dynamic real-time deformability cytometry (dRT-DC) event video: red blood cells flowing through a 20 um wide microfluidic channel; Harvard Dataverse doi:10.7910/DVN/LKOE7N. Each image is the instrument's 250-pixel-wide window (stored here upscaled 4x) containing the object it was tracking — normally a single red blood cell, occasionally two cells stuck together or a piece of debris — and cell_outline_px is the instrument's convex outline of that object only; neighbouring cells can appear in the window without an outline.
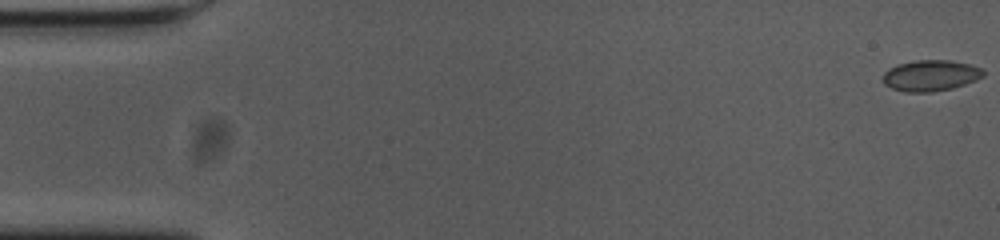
{"species": "common noctule bat (a hibernating species)", "species_latin": "Nyctalus noctula", "temperature_condition": "cold", "stored_images_in_passage": 50, "camera_frame_rate_fps": 3000, "um_per_image_px": 0.085, "animal": {"sex": "female", "body_mass_g": 23.0, "forearm_length_mm": 53.4}, "frame": {"image": 1, "passage_image": 1, "time_ms": 0.0, "image_size_px": [1000, 240], "cell_outline_px": [[984, 76], [976, 80], [952, 88], [932, 92], [904, 92], [892, 88], [884, 84], [884, 72], [888, 68], [900, 64], [916, 60], [952, 60], [984, 68]], "centroid_in_image_um": [79.12, 6.42], "position_along_channel_um": 5.9, "area_um2": 18.15}}
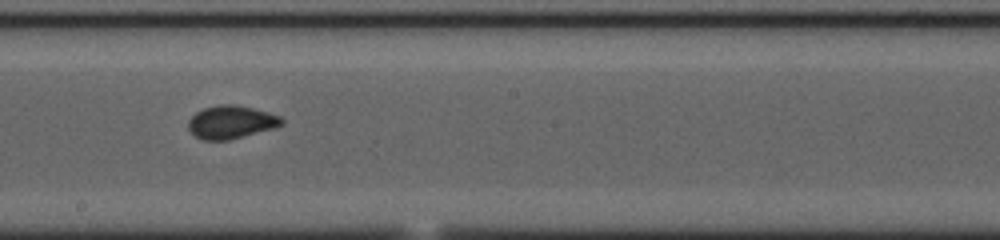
{"frame": {"image": 2, "passage_image": 31, "time_ms": 10.0, "image_size_px": [1000, 240], "cell_outline_px": [[284, 124], [276, 128], [228, 140], [204, 140], [196, 136], [188, 128], [188, 120], [196, 112], [204, 108], [220, 104], [236, 104], [268, 112], [280, 116], [284, 120]], "centroid_in_image_um": [19.67, 10.37], "position_along_channel_um": 228.5, "area_um2": 18.03}}
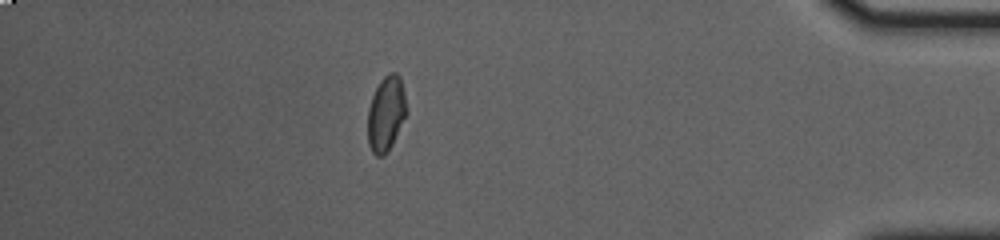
{"frame": {"image": 3, "passage_image": 49, "time_ms": 16.0, "image_size_px": [1000, 240], "cell_outline_px": [[408, 112], [388, 152], [384, 156], [376, 156], [372, 152], [368, 144], [368, 108], [372, 96], [380, 80], [388, 72], [396, 72], [400, 76], [404, 92]], "centroid_in_image_um": [32.82, 9.65], "position_along_channel_um": 402.4, "area_um2": 17.17}}